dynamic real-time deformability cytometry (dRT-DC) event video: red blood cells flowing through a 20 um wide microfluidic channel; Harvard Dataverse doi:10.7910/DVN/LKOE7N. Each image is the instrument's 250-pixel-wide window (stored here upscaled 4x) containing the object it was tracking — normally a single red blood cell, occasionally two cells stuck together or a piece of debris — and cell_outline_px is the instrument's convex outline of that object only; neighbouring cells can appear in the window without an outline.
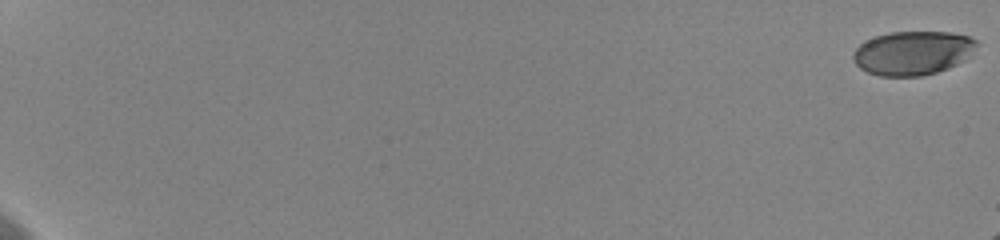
{"species": "human", "species_latin": "Homo sapiens", "temperature_condition": "cold", "stored_images_in_passage": 20, "camera_frame_rate_fps": 3000, "um_per_image_px": 0.085, "donor": {"sex": "female"}, "frame": {"image": 1, "passage_image": 1, "time_ms": 0.0, "image_size_px": [1000, 240], "cell_outline_px": [[976, 44], [956, 64], [948, 68], [936, 72], [920, 76], [880, 76], [868, 72], [860, 68], [856, 64], [852, 56], [852, 52], [864, 40], [876, 36], [892, 32], [948, 32], [968, 36], [976, 40]], "centroid_in_image_um": [77.48, 4.5], "position_along_channel_um": 7.5, "area_um2": 31.04}}